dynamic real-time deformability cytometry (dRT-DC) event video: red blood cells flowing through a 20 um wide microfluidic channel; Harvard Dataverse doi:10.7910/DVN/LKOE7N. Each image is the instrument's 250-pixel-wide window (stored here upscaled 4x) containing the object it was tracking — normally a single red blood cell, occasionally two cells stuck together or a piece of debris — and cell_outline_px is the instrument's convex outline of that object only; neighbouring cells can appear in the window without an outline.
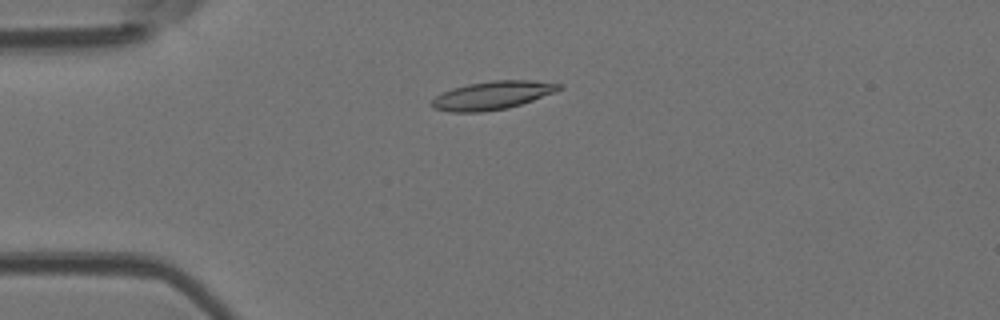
{"species": "Egyptian fruit bat (a non-hibernating species)", "species_latin": "Rousettus aegyptiacus", "temperature_condition": "room temperature", "stored_images_in_passage": 45, "camera_frame_rate_fps": 3000, "um_per_image_px": 0.085, "animal": {"sex": "female"}, "frame": {"image": 1, "passage_image": 10, "time_ms": 3.0, "image_size_px": [1000, 320], "cell_outline_px": [[564, 88], [556, 92], [508, 108], [484, 112], [448, 112], [432, 108], [428, 104], [436, 96], [452, 88], [468, 84], [492, 80], [532, 80], [564, 84]], "centroid_in_image_um": [41.85, 8.1], "position_along_channel_um": 43.1, "area_um2": 21.21}}
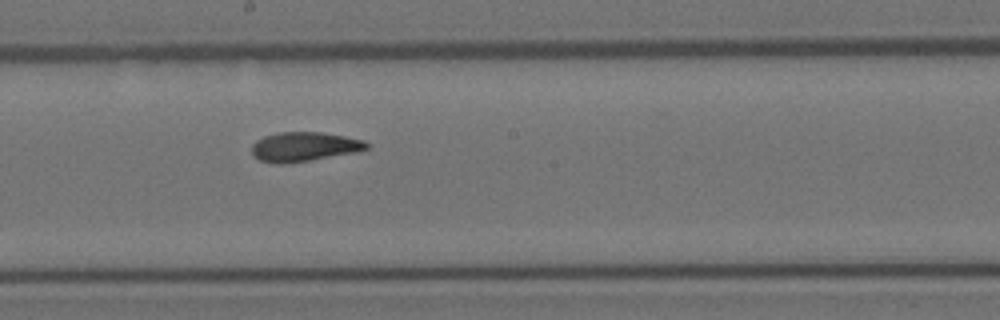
{"frame": {"image": 2, "passage_image": 25, "time_ms": 8.0, "image_size_px": [1000, 320], "cell_outline_px": [[368, 148], [356, 152], [284, 164], [276, 164], [260, 160], [252, 156], [252, 144], [256, 140], [264, 136], [276, 132], [320, 132], [344, 136], [364, 140], [368, 144]], "centroid_in_image_um": [25.8, 12.46], "position_along_channel_um": 222.4, "area_um2": 19.59}}
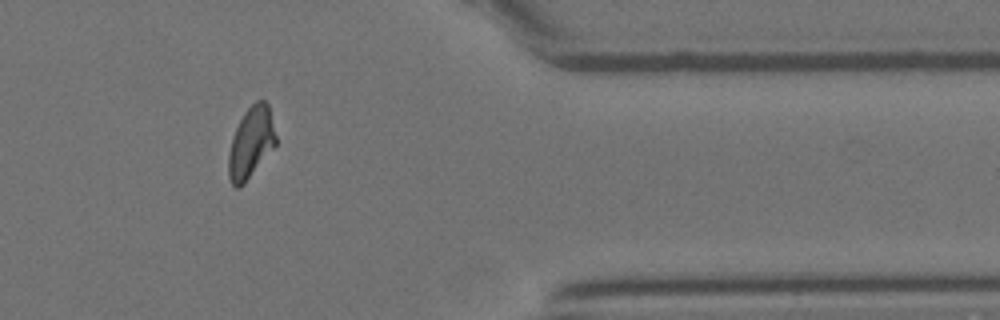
{"frame": {"image": 3, "passage_image": 39, "time_ms": 12.667, "image_size_px": [1000, 320], "cell_outline_px": [[276, 144], [244, 184], [240, 188], [236, 188], [232, 184], [228, 176], [228, 152], [232, 136], [244, 112], [256, 100], [264, 100], [268, 104], [276, 136]], "centroid_in_image_um": [21.31, 12.14], "position_along_channel_um": 390.1, "area_um2": 19.54}, "authors_computed_cell_mechanics": {"area_um2": 19.8254, "velocity_mm_per_s": 4.0532, "shape_relaxation_time_tau1_ms": 5.0655, "shape_relaxation_time_tau2_ms": 2.141, "deformation_change_tau1": 0.1834, "deformation_change_tau2": 0.0981}}